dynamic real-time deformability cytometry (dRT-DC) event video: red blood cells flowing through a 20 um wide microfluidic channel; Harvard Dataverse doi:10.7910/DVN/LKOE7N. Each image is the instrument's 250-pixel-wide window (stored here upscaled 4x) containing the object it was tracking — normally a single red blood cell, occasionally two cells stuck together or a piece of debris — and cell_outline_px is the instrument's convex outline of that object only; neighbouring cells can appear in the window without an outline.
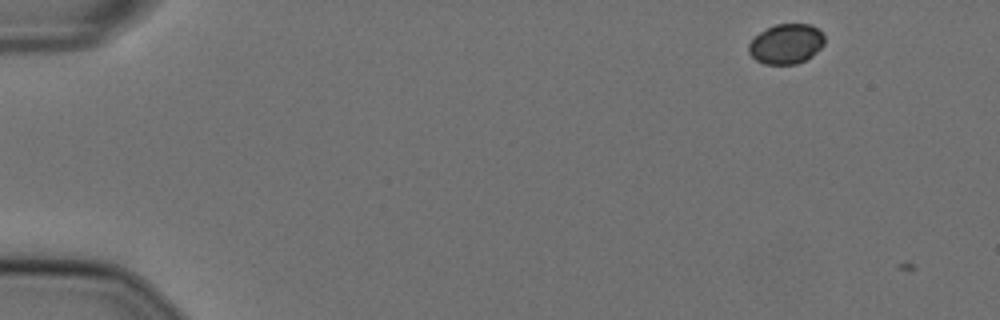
{"species": "Egyptian fruit bat (a non-hibernating species)", "species_latin": "Rousettus aegyptiacus", "temperature_condition": "cold", "stored_images_in_passage": 5, "camera_frame_rate_fps": 3000, "um_per_image_px": 0.085, "animal": {"sex": "female"}, "frame": {"image": 1, "passage_image": 4, "time_ms": 1.0, "image_size_px": [1000, 320], "cell_outline_px": [[824, 44], [812, 56], [796, 64], [764, 64], [756, 60], [748, 52], [748, 44], [760, 32], [776, 24], [812, 24], [824, 36]], "centroid_in_image_um": [66.82, 3.73], "position_along_channel_um": 18.2, "area_um2": 17.51}}